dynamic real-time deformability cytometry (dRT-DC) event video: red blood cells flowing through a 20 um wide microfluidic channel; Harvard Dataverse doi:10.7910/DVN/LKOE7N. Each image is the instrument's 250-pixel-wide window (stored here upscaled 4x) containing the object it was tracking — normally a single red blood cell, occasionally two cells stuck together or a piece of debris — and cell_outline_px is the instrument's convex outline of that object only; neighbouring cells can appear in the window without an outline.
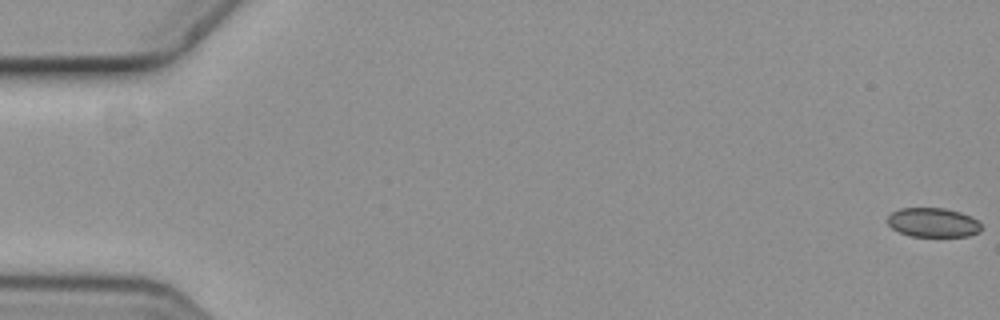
{"species": "common noctule bat (a hibernating species)", "species_latin": "Nyctalus noctula", "temperature_condition": "cold", "stored_images_in_passage": 6, "camera_frame_rate_fps": 3000, "um_per_image_px": 0.085, "animal": {"sex": "female", "body_mass_g": 19.3, "forearm_length_mm": 54.1}, "frame": {"image": 1, "passage_image": 1, "time_ms": 0.0, "image_size_px": [1000, 320], "cell_outline_px": [[980, 232], [968, 236], [908, 236], [892, 228], [888, 224], [888, 216], [892, 212], [900, 208], [944, 208], [960, 212], [972, 216], [980, 224]], "centroid_in_image_um": [79.3, 18.91], "position_along_channel_um": 5.7, "area_um2": 15.95}}
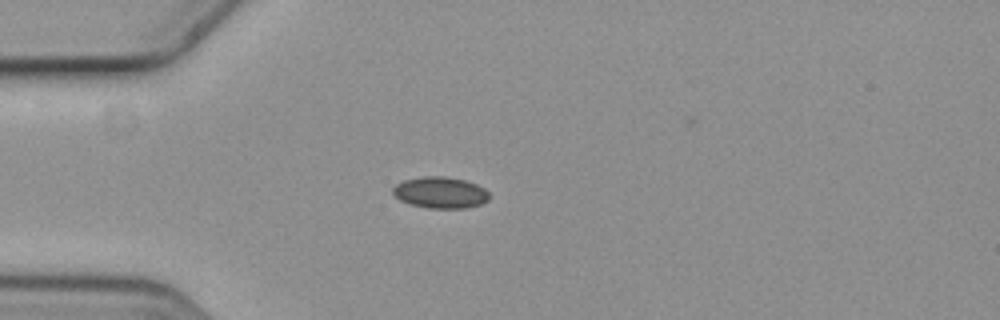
{"frame": {"image": 2, "passage_image": 5, "time_ms": 1.333, "image_size_px": [1000, 320], "cell_outline_px": [[488, 200], [480, 204], [468, 208], [428, 208], [408, 204], [400, 200], [392, 192], [392, 188], [396, 184], [404, 180], [424, 176], [444, 176], [464, 180], [476, 184], [484, 188], [488, 192]], "centroid_in_image_um": [37.41, 16.37], "position_along_channel_um": 47.6, "area_um2": 17.63}}